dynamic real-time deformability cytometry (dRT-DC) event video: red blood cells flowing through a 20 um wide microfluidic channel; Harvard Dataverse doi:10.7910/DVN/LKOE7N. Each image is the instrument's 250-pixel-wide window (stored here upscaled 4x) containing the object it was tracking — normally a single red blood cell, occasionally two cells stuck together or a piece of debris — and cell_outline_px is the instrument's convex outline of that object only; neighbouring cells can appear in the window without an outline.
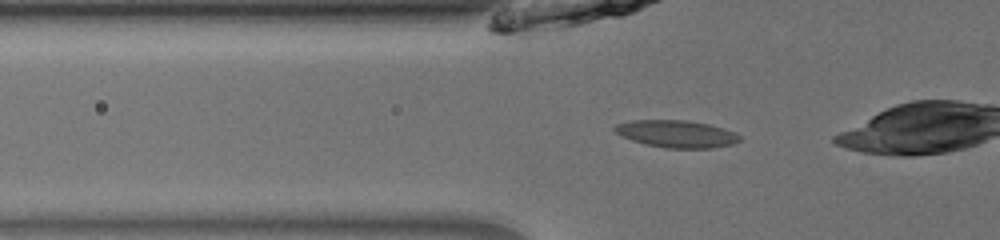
{"species": "common noctule bat (a hibernating species)", "species_latin": "Nyctalus noctula", "temperature_condition": "room temperature", "stored_images_in_passage": 27, "camera_frame_rate_fps": 3000, "um_per_image_px": 0.085, "animal": {"sex": "male", "body_mass_g": 13.0, "forearm_length_mm": 53.1}, "frame": {"image": 1, "passage_image": 2, "time_ms": 0.333, "image_size_px": [1000, 240], "cell_outline_px": [[740, 140], [732, 144], [712, 148], [668, 148], [644, 144], [620, 136], [612, 128], [616, 124], [632, 120], [684, 120], [708, 124], [724, 128], [736, 132], [740, 136]], "centroid_in_image_um": [57.49, 11.38], "position_along_channel_um": 68.3, "area_um2": 19.88}}
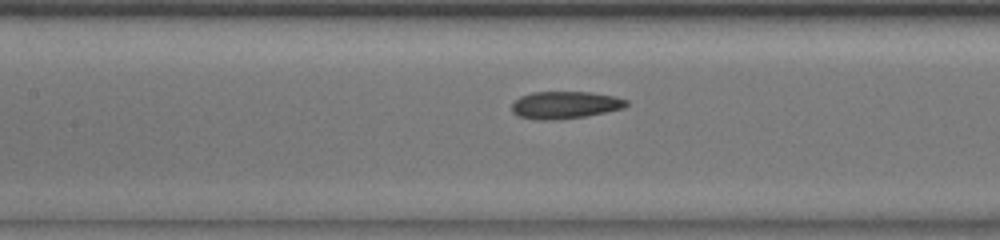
{"frame": {"image": 2, "passage_image": 9, "time_ms": 2.667, "image_size_px": [1000, 240], "cell_outline_px": [[628, 104], [624, 108], [584, 116], [552, 120], [536, 120], [516, 116], [512, 112], [512, 104], [520, 96], [532, 92], [592, 92], [616, 96], [628, 100]], "centroid_in_image_um": [48.01, 8.92], "position_along_channel_um": 159.4, "area_um2": 18.32}}
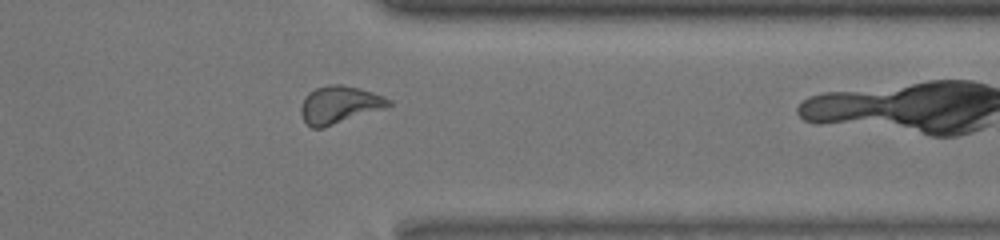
{"frame": {"image": 3, "passage_image": 26, "time_ms": 8.333, "image_size_px": [1000, 240], "cell_outline_px": [[392, 104], [388, 108], [324, 128], [312, 128], [304, 120], [300, 112], [300, 108], [304, 96], [308, 92], [316, 88], [328, 84], [344, 84], [360, 88], [384, 96], [392, 100]], "centroid_in_image_um": [28.88, 8.9], "position_along_channel_um": 382.5, "area_um2": 19.65}}